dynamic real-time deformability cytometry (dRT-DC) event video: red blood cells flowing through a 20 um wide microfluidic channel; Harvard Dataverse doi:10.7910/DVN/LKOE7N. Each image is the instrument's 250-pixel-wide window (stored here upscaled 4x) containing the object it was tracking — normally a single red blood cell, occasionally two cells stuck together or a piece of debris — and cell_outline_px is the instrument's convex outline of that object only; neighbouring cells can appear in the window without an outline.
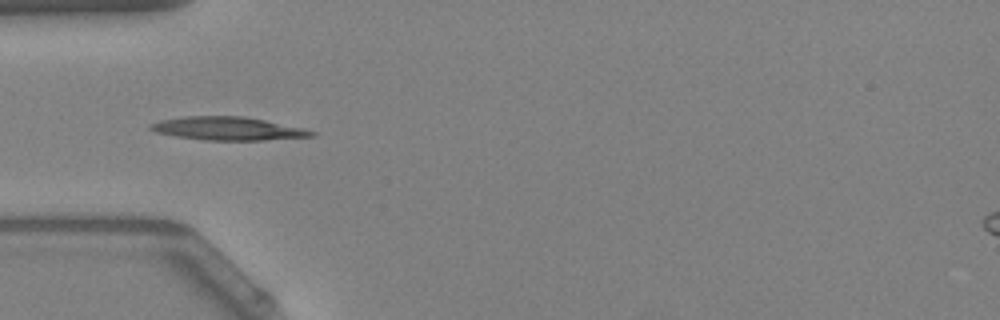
{"species": "Egyptian fruit bat (a non-hibernating species)", "species_latin": "Rousettus aegyptiacus", "temperature_condition": "warm", "stored_images_in_passage": 37, "camera_frame_rate_fps": 3000, "um_per_image_px": 0.085, "animal": {"sex": "female"}, "frame": {"image": 1, "passage_image": 1, "time_ms": 0.0, "image_size_px": [1000, 320], "cell_outline_px": [[316, 136], [264, 140], [204, 140], [176, 136], [156, 132], [148, 128], [148, 124], [160, 120], [184, 116], [244, 116], [304, 128], [316, 132]], "centroid_in_image_um": [19.36, 10.92], "position_along_channel_um": 65.6, "area_um2": 21.85}}
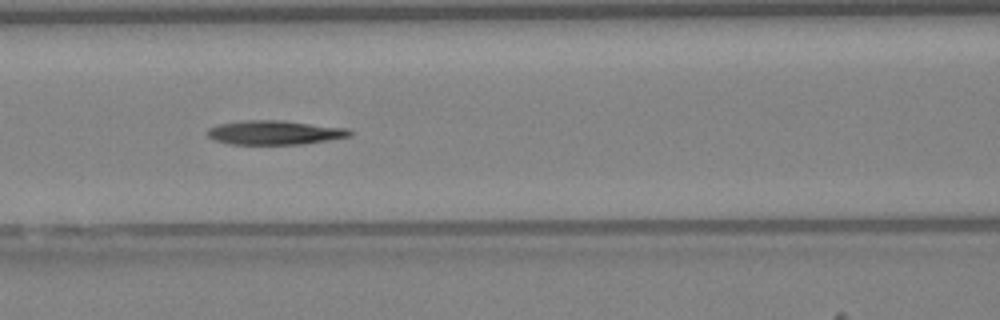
{"frame": {"image": 2, "passage_image": 7, "time_ms": 2.0, "image_size_px": [1000, 320], "cell_outline_px": [[352, 132], [348, 136], [300, 144], [232, 144], [216, 140], [208, 136], [208, 128], [220, 124], [244, 120], [280, 120], [348, 128]], "centroid_in_image_um": [23.32, 11.26], "position_along_channel_um": 143.3, "area_um2": 19.59}}
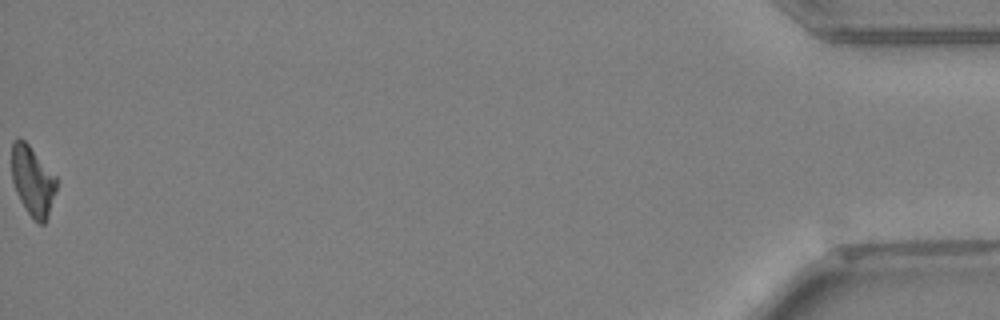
{"frame": {"image": 3, "passage_image": 37, "time_ms": 12.0, "image_size_px": [1000, 320], "cell_outline_px": [[56, 188], [48, 216], [44, 224], [40, 224], [28, 212], [20, 200], [16, 192], [12, 180], [12, 140], [24, 140], [28, 144], [56, 176]], "centroid_in_image_um": [2.77, 15.37], "position_along_channel_um": 432.4, "area_um2": 17.74}, "authors_computed_cell_mechanics": {"area_um2": 19.5942, "velocity_mm_per_s": 3.912, "shape_relaxation_time_tau1_ms": 11.1691, "shape_relaxation_time_tau2_ms": null, "deformation_change_tau1": 0.3019, "deformation_change_tau2": null}}